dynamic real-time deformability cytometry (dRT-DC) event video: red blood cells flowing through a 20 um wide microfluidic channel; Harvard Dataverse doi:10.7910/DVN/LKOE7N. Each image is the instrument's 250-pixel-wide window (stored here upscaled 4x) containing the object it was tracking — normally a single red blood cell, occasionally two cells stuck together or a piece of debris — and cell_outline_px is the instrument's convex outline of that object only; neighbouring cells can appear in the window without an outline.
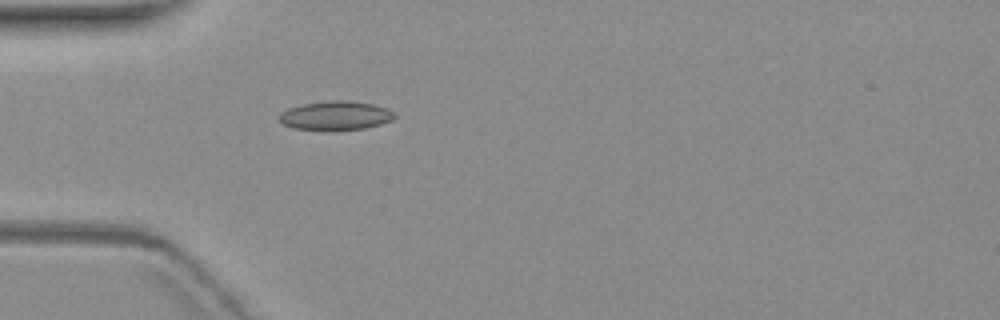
{"species": "common noctule bat (a hibernating species)", "species_latin": "Nyctalus noctula", "temperature_condition": "warm", "stored_images_in_passage": 1, "camera_frame_rate_fps": 3000, "um_per_image_px": 0.085, "animal": {"sex": "female", "body_mass_g": 19.3, "forearm_length_mm": 54.1}, "frame": {"image": 1, "passage_image": 1, "time_ms": 0.0, "image_size_px": [1000, 320], "cell_outline_px": [[396, 116], [392, 120], [380, 124], [364, 128], [292, 128], [284, 124], [280, 120], [280, 112], [288, 108], [304, 104], [328, 100], [348, 100], [372, 104], [388, 108], [396, 112]], "centroid_in_image_um": [28.58, 9.78], "position_along_channel_um": 56.4, "area_um2": 18.9}}